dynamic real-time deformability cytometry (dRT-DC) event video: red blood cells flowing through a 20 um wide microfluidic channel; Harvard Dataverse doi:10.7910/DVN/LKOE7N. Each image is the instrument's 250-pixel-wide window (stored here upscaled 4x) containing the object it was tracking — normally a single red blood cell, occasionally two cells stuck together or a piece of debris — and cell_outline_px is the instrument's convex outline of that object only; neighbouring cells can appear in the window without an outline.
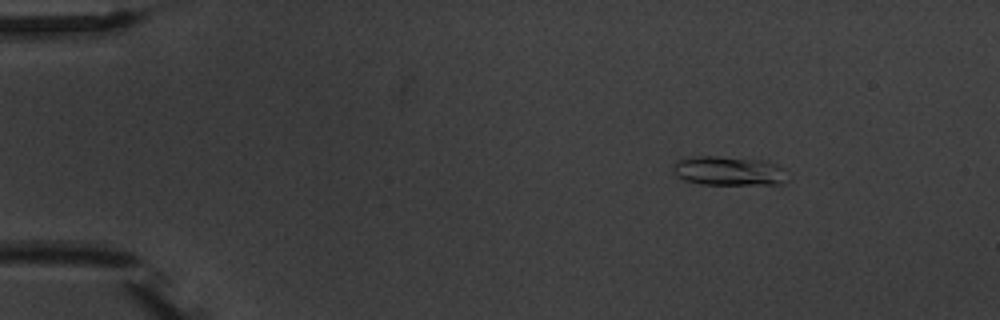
{"species": "common noctule bat (a hibernating species)", "species_latin": "Nyctalus noctula", "temperature_condition": "warm", "stored_images_in_passage": 4, "camera_frame_rate_fps": 3000, "um_per_image_px": 0.085, "animal": {"sex": "male", "body_mass_g": 20.1, "forearm_length_mm": 53.5}, "frame": {"image": 1, "passage_image": 2, "time_ms": 1.333, "image_size_px": [1000, 320], "cell_outline_px": [[788, 180], [780, 184], [700, 184], [684, 180], [676, 176], [672, 168], [672, 164], [680, 160], [696, 156], [716, 156], [764, 160], [776, 164], [784, 168]], "centroid_in_image_um": [61.95, 14.53], "position_along_channel_um": 23.0, "area_um2": 19.54}}